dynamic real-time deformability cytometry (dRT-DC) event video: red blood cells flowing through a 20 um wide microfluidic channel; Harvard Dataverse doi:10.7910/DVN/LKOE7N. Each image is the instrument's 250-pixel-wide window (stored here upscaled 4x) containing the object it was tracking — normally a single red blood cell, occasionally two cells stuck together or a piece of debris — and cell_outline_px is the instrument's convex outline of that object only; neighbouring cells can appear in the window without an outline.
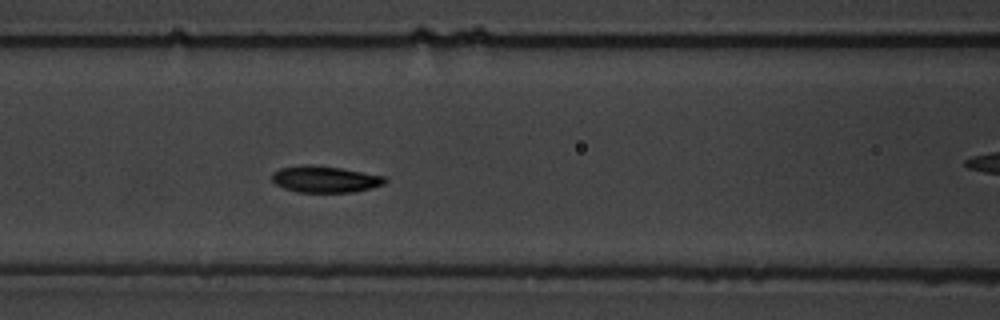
{"species": "common noctule bat (a hibernating species)", "species_latin": "Nyctalus noctula", "temperature_condition": "warm", "stored_images_in_passage": 6, "segment_of_instrument_passage": [1, 2], "camera_frame_rate_fps": 3000, "um_per_image_px": 0.085, "animal": {"sex": "male", "body_mass_g": 19.5, "forearm_length_mm": 54.6}, "frame": {"image": 1, "passage_image": 5, "time_ms": 4.667, "image_size_px": [1000, 320], "cell_outline_px": [[388, 180], [384, 184], [372, 188], [352, 192], [296, 192], [284, 188], [276, 184], [272, 180], [272, 172], [280, 168], [304, 164], [308, 164], [340, 168], [384, 176]], "centroid_in_image_um": [27.61, 15.23], "position_along_channel_um": 139.0, "area_um2": 17.46}}